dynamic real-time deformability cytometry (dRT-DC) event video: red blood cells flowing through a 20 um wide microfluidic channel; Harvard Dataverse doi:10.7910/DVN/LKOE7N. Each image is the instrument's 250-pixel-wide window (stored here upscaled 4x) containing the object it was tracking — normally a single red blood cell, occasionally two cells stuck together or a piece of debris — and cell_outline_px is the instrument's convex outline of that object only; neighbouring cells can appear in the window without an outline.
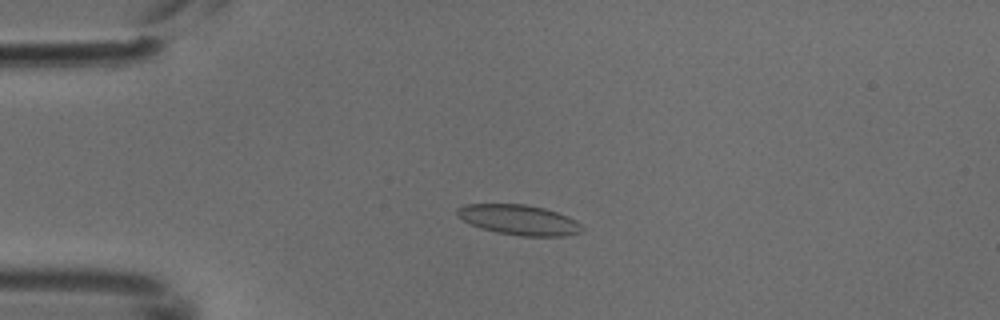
{"species": "common noctule bat (a hibernating species)", "species_latin": "Nyctalus noctula", "temperature_condition": "cold", "stored_images_in_passage": 3, "camera_frame_rate_fps": 3000, "um_per_image_px": 0.085, "animal": {"sex": "male", "body_mass_g": 18.8}, "frame": {"image": 1, "passage_image": 3, "time_ms": 0.667, "image_size_px": [1000, 320], "cell_outline_px": [[584, 228], [580, 232], [564, 236], [520, 236], [496, 232], [480, 228], [464, 220], [456, 212], [456, 208], [464, 204], [524, 204], [544, 208], [568, 216], [576, 220]], "centroid_in_image_um": [44.12, 18.69], "position_along_channel_um": 40.9, "area_um2": 21.85}}